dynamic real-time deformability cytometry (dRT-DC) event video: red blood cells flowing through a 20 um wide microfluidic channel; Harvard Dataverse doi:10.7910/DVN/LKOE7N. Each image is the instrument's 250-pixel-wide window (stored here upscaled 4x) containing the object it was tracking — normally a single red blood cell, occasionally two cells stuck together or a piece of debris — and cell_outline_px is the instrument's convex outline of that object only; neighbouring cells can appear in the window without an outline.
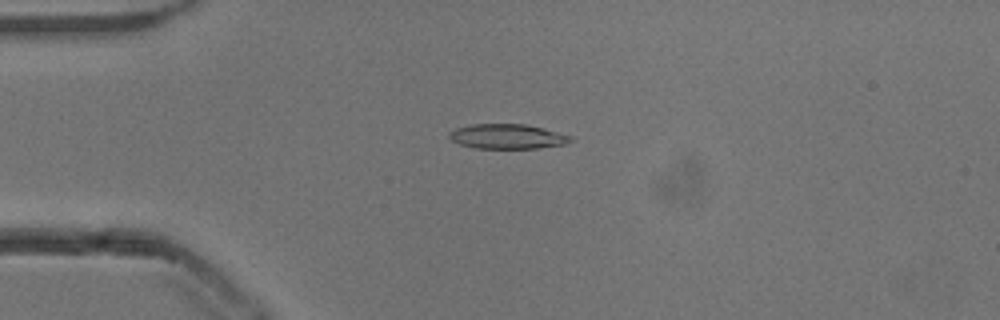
{"species": "common noctule bat (a hibernating species)", "species_latin": "Nyctalus noctula", "temperature_condition": "cold", "stored_images_in_passage": 53, "camera_frame_rate_fps": 3000, "um_per_image_px": 0.085, "animal": {"sex": "male", "body_mass_g": 13.3}, "frame": {"image": 1, "passage_image": 13, "time_ms": 4.0, "image_size_px": [1000, 320], "cell_outline_px": [[572, 140], [568, 144], [536, 148], [476, 148], [460, 144], [452, 140], [448, 136], [448, 132], [456, 128], [472, 124], [524, 124], [544, 128], [572, 136]], "centroid_in_image_um": [43.14, 11.59], "position_along_channel_um": 41.9, "area_um2": 17.51}}
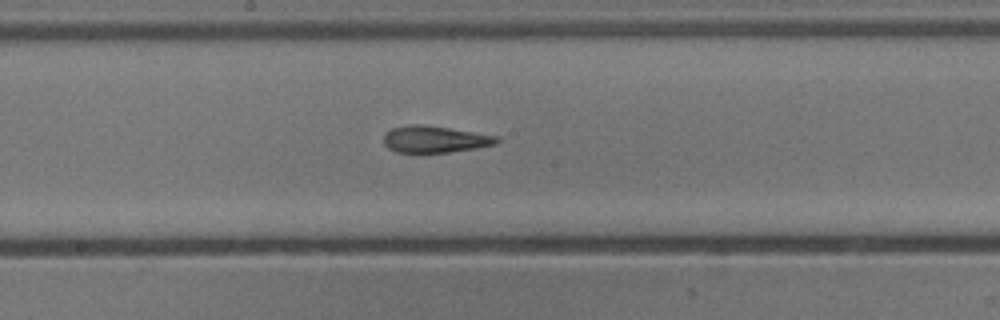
{"frame": {"image": 2, "passage_image": 28, "time_ms": 9.0, "image_size_px": [1000, 320], "cell_outline_px": [[500, 140], [496, 144], [476, 148], [448, 152], [396, 152], [388, 148], [384, 144], [384, 132], [392, 128], [408, 124], [420, 124], [448, 128], [500, 136]], "centroid_in_image_um": [36.95, 11.83], "position_along_channel_um": 211.2, "area_um2": 17.63}}
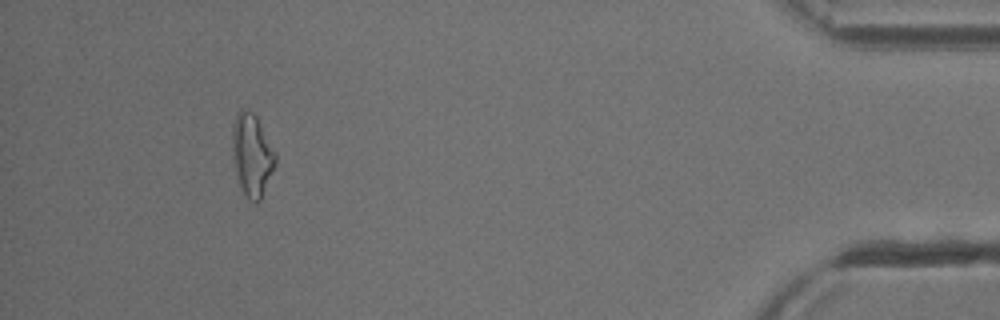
{"frame": {"image": 3, "passage_image": 49, "time_ms": 16.0, "image_size_px": [1000, 320], "cell_outline_px": [[276, 164], [260, 200], [256, 204], [248, 200], [244, 196], [236, 176], [232, 156], [232, 124], [236, 112], [240, 108], [252, 112], [256, 116], [276, 152]], "centroid_in_image_um": [21.4, 13.18], "position_along_channel_um": 413.8, "area_um2": 21.04}, "authors_computed_cell_mechanics": {"area_um2": 18.0914, "velocity_mm_per_s": 3.8573, "shape_relaxation_time_tau1_ms": 8.1577, "shape_relaxation_time_tau2_ms": 3.8141, "deformation_change_tau1": 0.1988, "deformation_change_tau2": 0.1371}}